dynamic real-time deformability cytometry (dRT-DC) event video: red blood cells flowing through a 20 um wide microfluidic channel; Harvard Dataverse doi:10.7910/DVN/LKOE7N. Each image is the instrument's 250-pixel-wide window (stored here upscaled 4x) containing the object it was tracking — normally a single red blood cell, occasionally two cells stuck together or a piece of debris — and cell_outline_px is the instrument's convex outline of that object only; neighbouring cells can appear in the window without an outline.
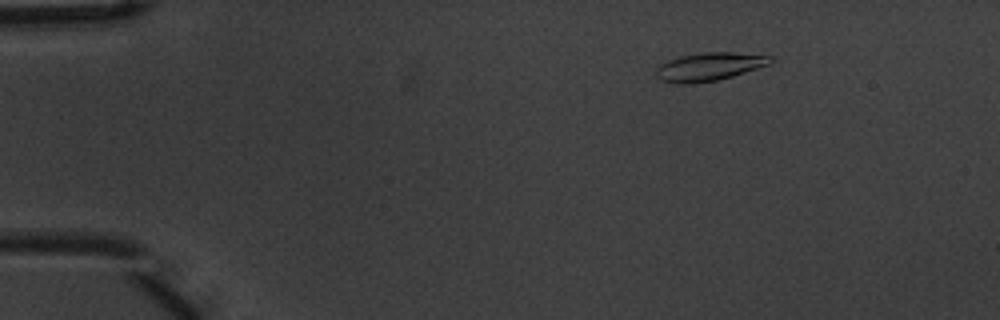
{"species": "common noctule bat (a hibernating species)", "species_latin": "Nyctalus noctula", "temperature_condition": "warm", "stored_images_in_passage": 5, "camera_frame_rate_fps": 3000, "um_per_image_px": 0.085, "animal": {"sex": "male", "body_mass_g": 20.1, "forearm_length_mm": 53.5}, "frame": {"image": 1, "passage_image": 3, "time_ms": 0.667, "image_size_px": [1000, 320], "cell_outline_px": [[772, 60], [768, 64], [732, 76], [716, 80], [692, 84], [676, 84], [660, 80], [656, 76], [656, 68], [660, 64], [668, 60], [680, 56], [700, 52], [732, 52], [772, 56]], "centroid_in_image_um": [60.21, 5.67], "position_along_channel_um": 24.8, "area_um2": 18.73}}